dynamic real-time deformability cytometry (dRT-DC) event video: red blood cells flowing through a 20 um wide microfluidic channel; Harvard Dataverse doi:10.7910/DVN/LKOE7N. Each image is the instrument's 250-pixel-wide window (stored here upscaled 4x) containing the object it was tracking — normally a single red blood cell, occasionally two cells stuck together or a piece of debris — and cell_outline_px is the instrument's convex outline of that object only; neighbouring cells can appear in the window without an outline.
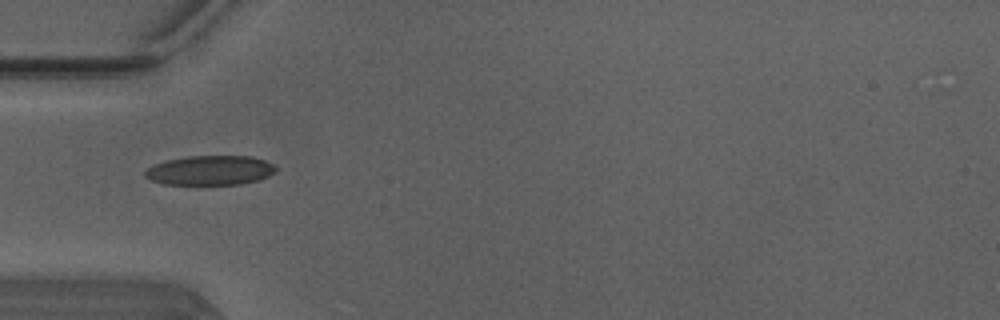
{"species": "Egyptian fruit bat (a non-hibernating species)", "species_latin": "Rousettus aegyptiacus", "temperature_condition": "warm", "stored_images_in_passage": 35, "camera_frame_rate_fps": 3000, "um_per_image_px": 0.085, "animal": {"sex": "male"}, "frame": {"image": 1, "passage_image": 1, "time_ms": 0.0, "image_size_px": [1000, 320], "cell_outline_px": [[276, 172], [268, 176], [256, 180], [240, 184], [164, 184], [152, 180], [144, 176], [144, 172], [152, 164], [168, 160], [188, 156], [252, 156], [264, 160], [272, 164], [276, 168]], "centroid_in_image_um": [17.85, 14.47], "position_along_channel_um": 67.2, "area_um2": 22.37}}
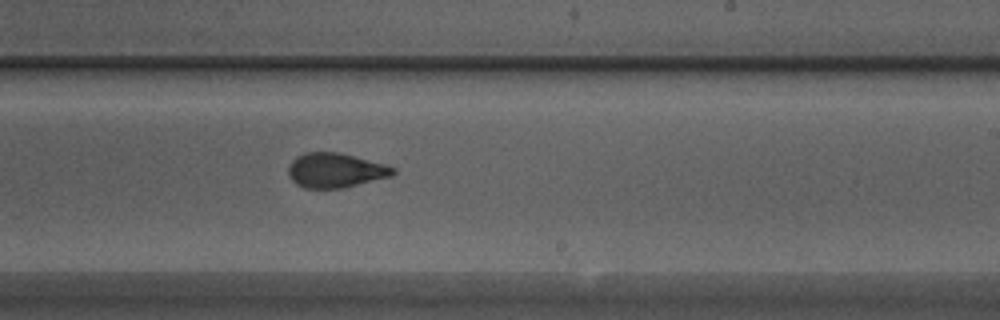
{"frame": {"image": 2, "passage_image": 15, "time_ms": 4.667, "image_size_px": [1000, 320], "cell_outline_px": [[396, 172], [392, 176], [340, 188], [304, 188], [296, 184], [288, 176], [288, 168], [292, 160], [296, 156], [304, 152], [340, 152], [388, 164], [396, 168]], "centroid_in_image_um": [28.52, 14.46], "position_along_channel_um": 260.5, "area_um2": 21.33}}
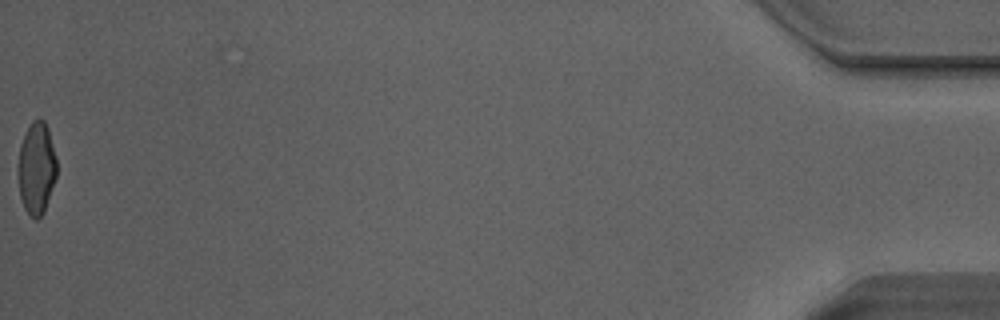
{"frame": {"image": 3, "passage_image": 35, "time_ms": 11.333, "image_size_px": [1000, 320], "cell_outline_px": [[56, 176], [44, 212], [36, 220], [24, 208], [20, 196], [20, 144], [32, 120], [44, 120], [48, 128], [56, 156]], "centroid_in_image_um": [3.13, 14.29], "position_along_channel_um": 432.1, "area_um2": 20.06}, "authors_computed_cell_mechanics": {"area_um2": 21.3282, "velocity_mm_per_s": 4.1408, "shape_relaxation_time_tau1_ms": 4.5111, "shape_relaxation_time_tau2_ms": 0.8916, "deformation_change_tau1": 0.1786, "deformation_change_tau2": 0.0761}}